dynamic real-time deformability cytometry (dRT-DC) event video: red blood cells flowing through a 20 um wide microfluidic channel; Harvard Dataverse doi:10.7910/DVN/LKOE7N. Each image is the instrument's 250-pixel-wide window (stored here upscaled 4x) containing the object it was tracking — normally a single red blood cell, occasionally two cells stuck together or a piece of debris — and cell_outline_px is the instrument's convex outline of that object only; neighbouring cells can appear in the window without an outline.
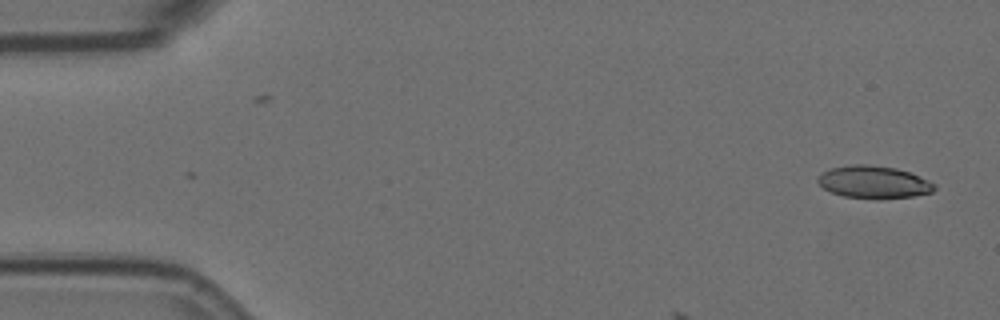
{"species": "Egyptian fruit bat (a non-hibernating species)", "species_latin": "Rousettus aegyptiacus", "temperature_condition": "room temperature", "stored_images_in_passage": 2, "camera_frame_rate_fps": 3000, "um_per_image_px": 0.085, "animal": {"sex": "female"}, "frame": {"image": 1, "passage_image": 2, "time_ms": 0.333, "image_size_px": [1000, 320], "cell_outline_px": [[936, 188], [932, 192], [912, 196], [844, 196], [832, 192], [824, 188], [816, 180], [820, 172], [832, 168], [852, 164], [868, 164], [896, 168], [908, 172], [928, 180], [936, 184]], "centroid_in_image_um": [74.24, 15.42], "position_along_channel_um": 10.8, "area_um2": 21.21}}